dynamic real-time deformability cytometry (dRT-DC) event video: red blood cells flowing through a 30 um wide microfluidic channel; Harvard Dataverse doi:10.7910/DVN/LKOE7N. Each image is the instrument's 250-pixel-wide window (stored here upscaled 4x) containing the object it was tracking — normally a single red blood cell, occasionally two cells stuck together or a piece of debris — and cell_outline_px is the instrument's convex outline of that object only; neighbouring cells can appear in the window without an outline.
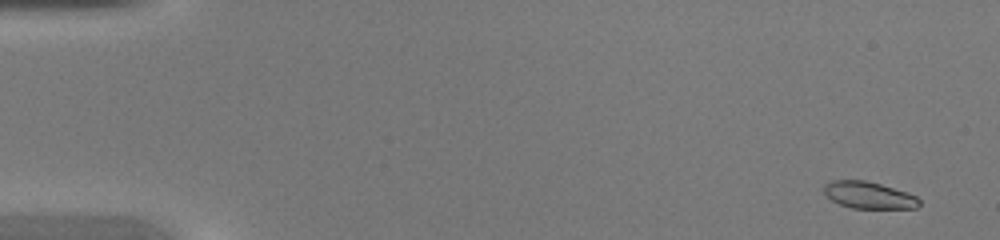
{"species": "common noctule bat (a hibernating species)", "species_latin": "Nyctalus noctula", "temperature_condition": "warm", "stored_images_in_passage": 46, "camera_frame_rate_fps": 3000, "um_per_image_px": 0.085, "animal": {"sex": "female", "body_mass_g": 20.0, "forearm_length_mm": 54.0}, "frame": {"image": 1, "passage_image": 2, "time_ms": 0.333, "image_size_px": [1000, 240], "cell_outline_px": [[920, 204], [916, 208], [852, 208], [840, 204], [824, 196], [824, 184], [832, 180], [864, 180], [880, 184], [908, 192], [916, 196], [920, 200]], "centroid_in_image_um": [73.83, 16.58], "position_along_channel_um": 11.2, "area_um2": 14.97}}
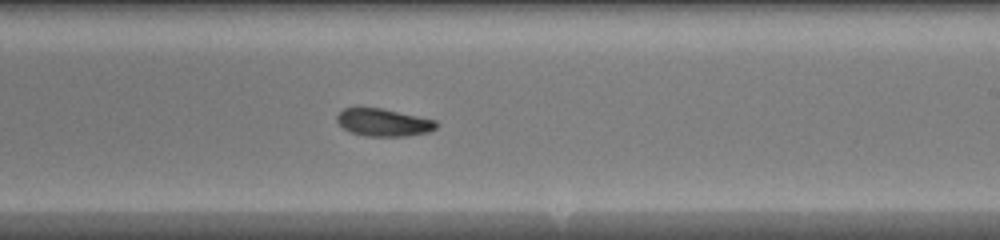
{"frame": {"image": 2, "passage_image": 28, "time_ms": 9.0, "image_size_px": [1000, 240], "cell_outline_px": [[436, 128], [428, 132], [404, 136], [364, 136], [352, 132], [344, 128], [336, 120], [336, 116], [344, 108], [380, 108], [436, 120]], "centroid_in_image_um": [32.58, 10.41], "position_along_channel_um": 256.4, "area_um2": 15.66}}
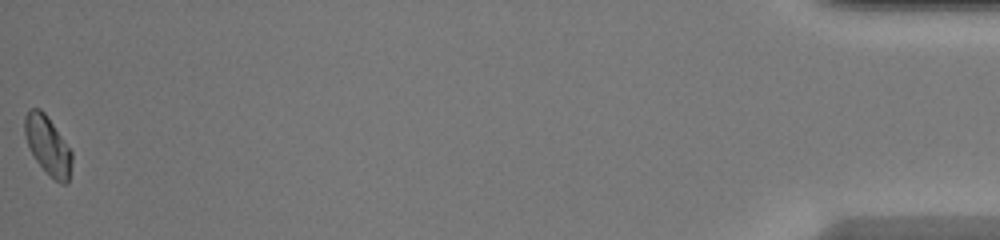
{"frame": {"image": 3, "passage_image": 46, "time_ms": 15.0, "image_size_px": [1000, 240], "cell_outline_px": [[72, 160], [68, 180], [64, 184], [60, 184], [36, 160], [28, 144], [24, 132], [24, 116], [28, 108], [40, 108], [44, 112], [72, 152]], "centroid_in_image_um": [4.04, 12.31], "position_along_channel_um": 431.2, "area_um2": 15.61}}